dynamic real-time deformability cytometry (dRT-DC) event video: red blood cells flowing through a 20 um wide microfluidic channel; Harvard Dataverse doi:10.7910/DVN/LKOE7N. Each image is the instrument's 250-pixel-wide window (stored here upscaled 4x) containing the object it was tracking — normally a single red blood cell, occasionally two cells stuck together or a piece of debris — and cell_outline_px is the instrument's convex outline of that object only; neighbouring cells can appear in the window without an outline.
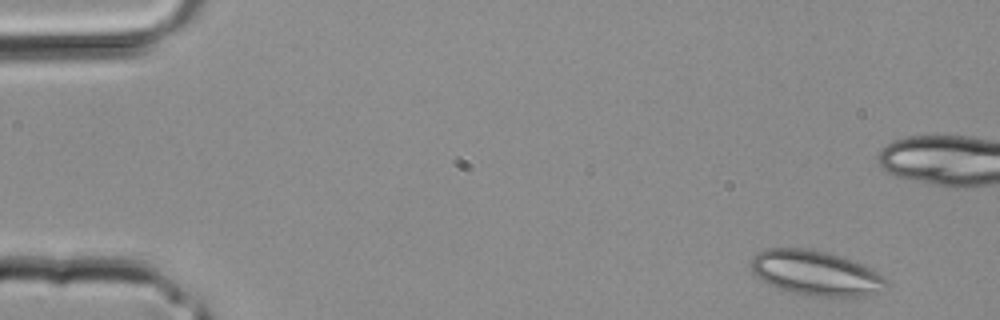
{"species": "common noctule bat (a hibernating species)", "species_latin": "Nyctalus noctula", "temperature_condition": "room temperature", "stored_images_in_passage": 5, "camera_frame_rate_fps": 3000, "um_per_image_px": 0.085, "animal": {"sex": "male", "body_mass_g": 20.4}, "frame": {"image": 1, "passage_image": 1, "time_ms": 0.0, "image_size_px": [1000, 320], "cell_outline_px": [[888, 284], [876, 292], [860, 296], [816, 296], [792, 292], [768, 284], [752, 272], [752, 256], [768, 248], [804, 248], [824, 252], [840, 256], [872, 268], [888, 280]], "centroid_in_image_um": [69.34, 23.2], "position_along_channel_um": 15.7, "area_um2": 34.74}}
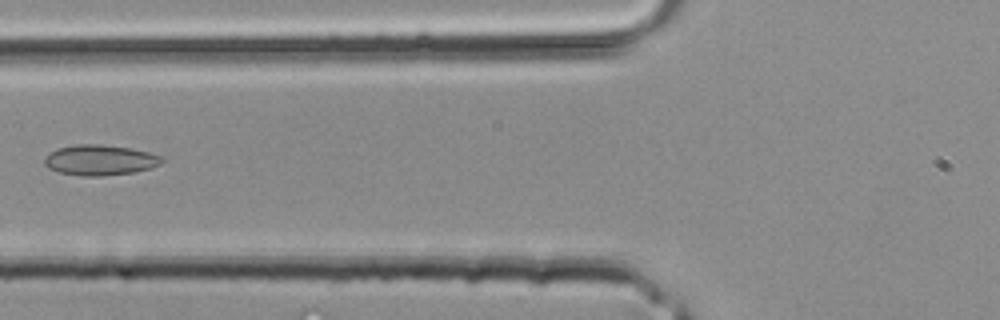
{"frame": {"image": 2, "passage_image": 5, "time_ms": 1.333, "image_size_px": [1000, 320], "cell_outline_px": [[164, 160], [160, 164], [136, 172], [100, 176], [84, 176], [60, 172], [48, 168], [44, 164], [44, 160], [52, 152], [60, 148], [76, 144], [100, 144], [132, 148], [164, 156]], "centroid_in_image_um": [8.55, 13.6], "position_along_channel_um": 117.3, "area_um2": 20.69}}